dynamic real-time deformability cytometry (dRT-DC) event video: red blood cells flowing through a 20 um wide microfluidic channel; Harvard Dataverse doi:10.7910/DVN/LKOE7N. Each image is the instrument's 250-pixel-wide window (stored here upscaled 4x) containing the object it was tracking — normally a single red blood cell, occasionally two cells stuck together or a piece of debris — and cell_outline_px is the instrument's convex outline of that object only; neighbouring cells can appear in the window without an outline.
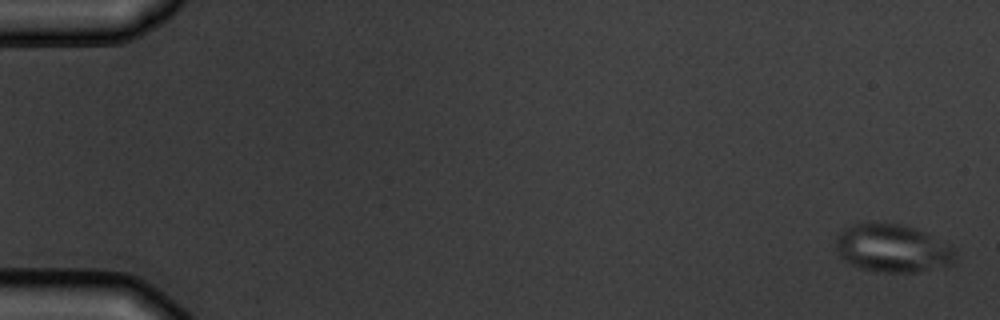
{"species": "common noctule bat (a hibernating species)", "species_latin": "Nyctalus noctula", "temperature_condition": "warm", "stored_images_in_passage": 8, "camera_frame_rate_fps": 3000, "um_per_image_px": 0.085, "animal": {"sex": "male", "body_mass_g": 19.5, "forearm_length_mm": 54.6}, "frame": {"image": 1, "passage_image": 1, "time_ms": 0.0, "image_size_px": [1000, 320], "cell_outline_px": [[956, 264], [916, 272], [876, 272], [860, 268], [848, 264], [840, 256], [836, 248], [836, 236], [844, 228], [852, 224], [880, 220], [900, 224], [916, 228], [924, 232], [952, 248], [956, 252]], "centroid_in_image_um": [75.82, 21.09], "position_along_channel_um": 9.2, "area_um2": 33.99}}